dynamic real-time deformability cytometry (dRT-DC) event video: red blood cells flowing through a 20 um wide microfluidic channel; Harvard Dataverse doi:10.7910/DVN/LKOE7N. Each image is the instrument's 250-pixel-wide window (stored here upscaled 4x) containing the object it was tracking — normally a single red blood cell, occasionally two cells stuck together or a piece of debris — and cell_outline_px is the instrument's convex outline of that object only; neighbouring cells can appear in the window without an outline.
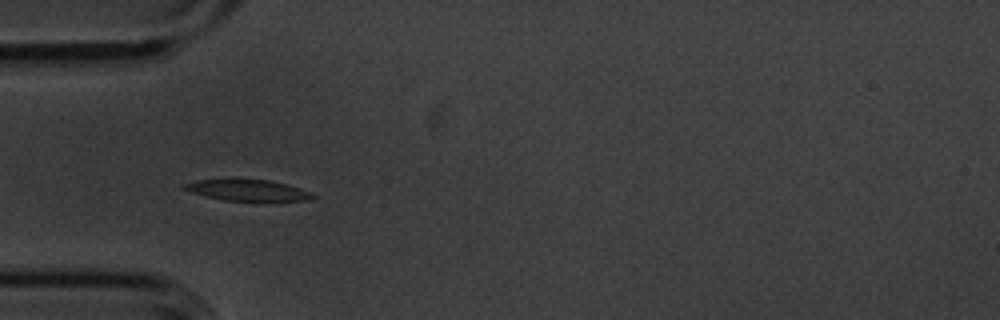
{"species": "common noctule bat (a hibernating species)", "species_latin": "Nyctalus noctula", "temperature_condition": "cold", "stored_images_in_passage": 4, "camera_frame_rate_fps": 3000, "um_per_image_px": 0.085, "animal": {"sex": "male", "body_mass_g": 20.1, "forearm_length_mm": 53.5}, "frame": {"image": 1, "passage_image": 3, "time_ms": 0.667, "image_size_px": [1000, 320], "cell_outline_px": [[316, 196], [308, 200], [264, 204], [256, 204], [224, 200], [192, 192], [180, 188], [180, 184], [196, 180], [232, 176], [236, 176], [268, 180], [288, 184], [312, 192]], "centroid_in_image_um": [21.06, 16.17], "position_along_channel_um": 63.9, "area_um2": 17.86}}
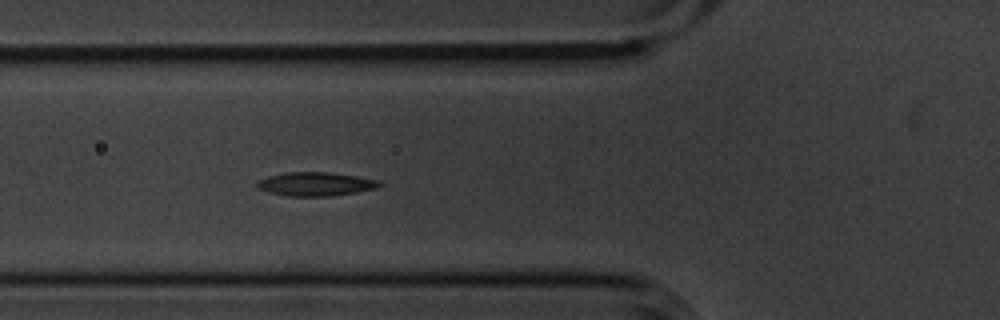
{"frame": {"image": 2, "passage_image": 4, "time_ms": 1.0, "image_size_px": [1000, 320], "cell_outline_px": [[384, 184], [376, 188], [356, 192], [332, 196], [288, 196], [268, 192], [256, 188], [256, 184], [260, 180], [268, 176], [284, 172], [328, 172], [356, 176], [380, 180]], "centroid_in_image_um": [26.83, 15.64], "position_along_channel_um": 99.0, "area_um2": 16.99}}